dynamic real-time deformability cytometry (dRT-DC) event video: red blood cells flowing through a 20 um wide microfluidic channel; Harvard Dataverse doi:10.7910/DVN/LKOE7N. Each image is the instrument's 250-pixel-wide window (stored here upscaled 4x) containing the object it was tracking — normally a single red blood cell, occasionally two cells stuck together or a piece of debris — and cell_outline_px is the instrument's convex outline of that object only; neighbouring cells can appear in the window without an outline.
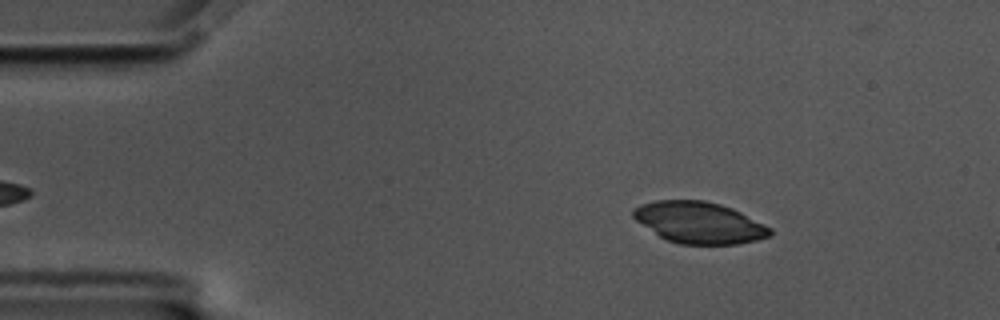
{"species": "common noctule bat (a hibernating species)", "species_latin": "Nyctalus noctula", "temperature_condition": "cold", "stored_images_in_passage": 13, "camera_frame_rate_fps": 3000, "um_per_image_px": 0.085, "animal": {"sex": "male", "body_mass_g": 17.5, "forearm_length_mm": 52.3}, "frame": {"image": 1, "passage_image": 6, "time_ms": 1.667, "image_size_px": [1000, 320], "cell_outline_px": [[772, 236], [756, 240], [736, 244], [680, 244], [668, 240], [660, 236], [636, 220], [632, 216], [632, 208], [640, 204], [656, 200], [704, 200], [720, 204], [732, 208], [772, 228]], "centroid_in_image_um": [59.43, 18.91], "position_along_channel_um": 25.6, "area_um2": 32.95}}